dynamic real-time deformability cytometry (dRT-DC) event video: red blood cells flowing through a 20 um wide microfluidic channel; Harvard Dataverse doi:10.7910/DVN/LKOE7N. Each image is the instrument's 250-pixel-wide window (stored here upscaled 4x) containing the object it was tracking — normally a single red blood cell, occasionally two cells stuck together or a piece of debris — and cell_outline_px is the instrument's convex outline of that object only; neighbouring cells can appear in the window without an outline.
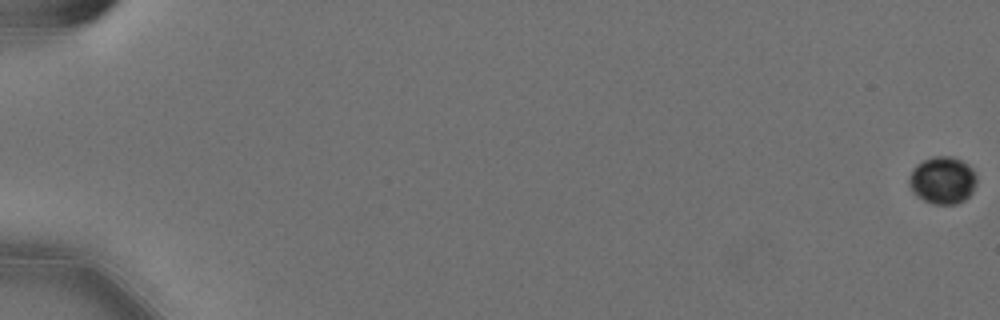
{"species": "Egyptian fruit bat (a non-hibernating species)", "species_latin": "Rousettus aegyptiacus", "temperature_condition": "cold", "stored_images_in_passage": 14, "camera_frame_rate_fps": 3000, "um_per_image_px": 0.085, "animal": {"sex": "female"}, "frame": {"image": 1, "passage_image": 1, "time_ms": 0.0, "image_size_px": [1000, 320], "cell_outline_px": [[976, 184], [972, 192], [964, 200], [956, 204], [932, 204], [924, 200], [912, 192], [908, 184], [908, 176], [912, 168], [916, 164], [932, 156], [952, 156], [968, 164], [972, 168], [976, 176]], "centroid_in_image_um": [80.09, 15.31], "position_along_channel_um": 4.9, "area_um2": 18.84}}